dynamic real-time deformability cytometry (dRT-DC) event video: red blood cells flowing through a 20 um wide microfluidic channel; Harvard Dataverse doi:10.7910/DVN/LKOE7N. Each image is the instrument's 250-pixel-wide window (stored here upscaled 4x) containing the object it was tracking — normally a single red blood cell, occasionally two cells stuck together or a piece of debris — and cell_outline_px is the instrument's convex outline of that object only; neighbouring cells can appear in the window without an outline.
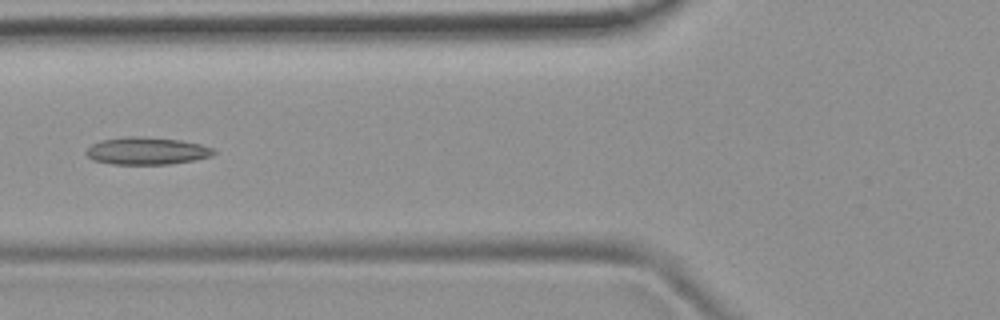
{"species": "common noctule bat (a hibernating species)", "species_latin": "Nyctalus noctula", "temperature_condition": "room temperature", "stored_images_in_passage": 8, "camera_frame_rate_fps": 3000, "um_per_image_px": 0.085, "animal": {"sex": "female", "body_mass_g": 19.9}, "frame": {"image": 1, "passage_image": 5, "time_ms": 5.667, "image_size_px": [1000, 320], "cell_outline_px": [[216, 152], [212, 156], [196, 160], [168, 164], [112, 164], [92, 160], [84, 152], [92, 144], [100, 140], [124, 136], [136, 136], [180, 140], [200, 144], [212, 148]], "centroid_in_image_um": [12.45, 12.83], "position_along_channel_um": 113.3, "area_um2": 20.4}}
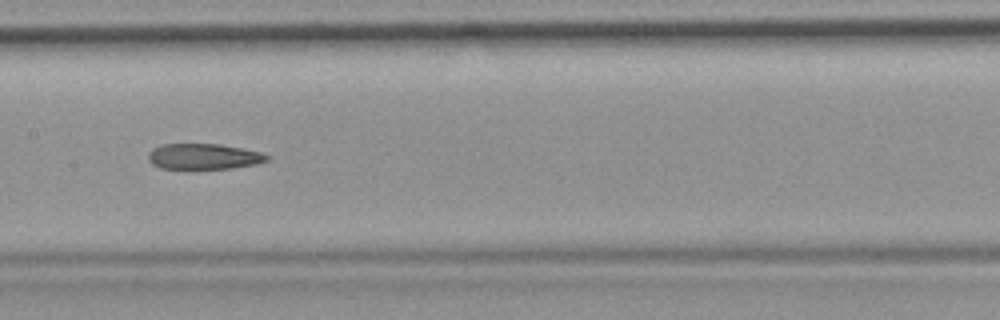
{"frame": {"image": 2, "passage_image": 7, "time_ms": 7.667, "image_size_px": [1000, 320], "cell_outline_px": [[268, 160], [256, 164], [228, 168], [160, 168], [152, 164], [148, 160], [148, 152], [152, 148], [164, 144], [220, 144], [260, 152], [268, 156]], "centroid_in_image_um": [17.26, 13.29], "position_along_channel_um": 190.1, "area_um2": 17.51}}
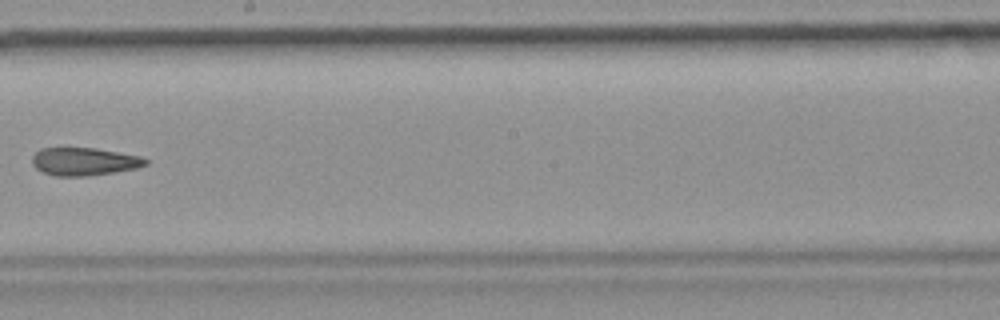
{"frame": {"image": 3, "passage_image": 8, "time_ms": 9.0, "image_size_px": [1000, 320], "cell_outline_px": [[148, 164], [136, 168], [116, 172], [88, 176], [56, 176], [44, 172], [36, 168], [32, 164], [32, 156], [40, 148], [96, 148], [140, 156], [148, 160]], "centroid_in_image_um": [7.16, 13.73], "position_along_channel_um": 241.0, "area_um2": 18.44}}